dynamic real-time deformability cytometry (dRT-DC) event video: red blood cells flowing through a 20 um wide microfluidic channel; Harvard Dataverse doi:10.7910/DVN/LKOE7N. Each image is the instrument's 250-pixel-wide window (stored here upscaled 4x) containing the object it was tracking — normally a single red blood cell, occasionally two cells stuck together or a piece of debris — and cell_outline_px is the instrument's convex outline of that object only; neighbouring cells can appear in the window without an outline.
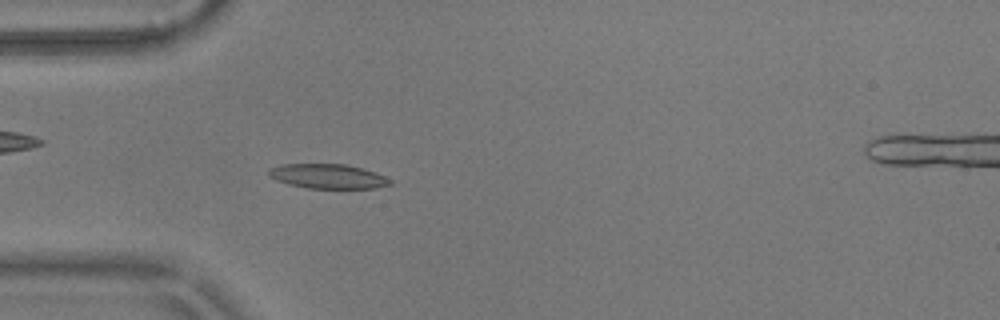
{"species": "common noctule bat (a hibernating species)", "species_latin": "Nyctalus noctula", "temperature_condition": "warm", "stored_images_in_passage": 41, "camera_frame_rate_fps": 3000, "um_per_image_px": 0.085, "animal": {"sex": "male", "body_mass_g": 17.9}, "frame": {"image": 1, "passage_image": 1, "time_ms": 0.0, "image_size_px": [1000, 320], "cell_outline_px": [[392, 184], [376, 188], [308, 188], [288, 184], [276, 180], [268, 176], [268, 168], [280, 164], [344, 164], [376, 172], [392, 180]], "centroid_in_image_um": [27.84, 14.98], "position_along_channel_um": 57.2, "area_um2": 17.4}}
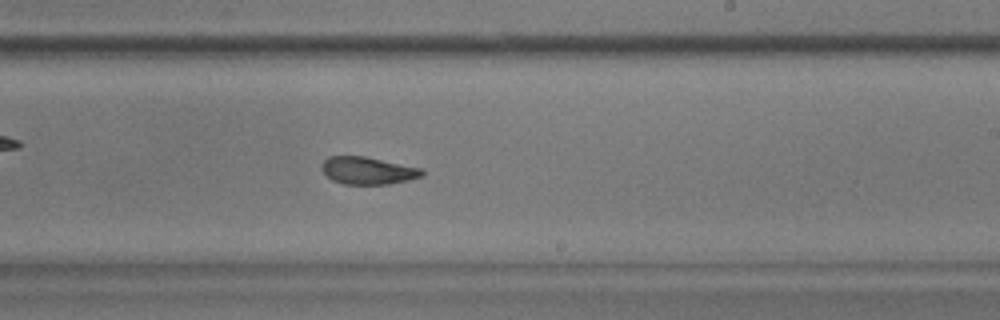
{"frame": {"image": 2, "passage_image": 18, "time_ms": 5.667, "image_size_px": [1000, 320], "cell_outline_px": [[424, 176], [408, 180], [388, 184], [344, 184], [332, 180], [320, 168], [320, 164], [328, 156], [364, 156], [424, 168]], "centroid_in_image_um": [31.28, 14.49], "position_along_channel_um": 257.7, "area_um2": 16.18}, "authors_computed_cell_mechanics": {"area_um2": 16.7042, "velocity_mm_per_s": 3.6149, "shape_relaxation_time_tau1_ms": 10.581, "shape_relaxation_time_tau2_ms": 3.2423, "deformation_change_tau1": 0.2294, "deformation_change_tau2": 0.1009}}